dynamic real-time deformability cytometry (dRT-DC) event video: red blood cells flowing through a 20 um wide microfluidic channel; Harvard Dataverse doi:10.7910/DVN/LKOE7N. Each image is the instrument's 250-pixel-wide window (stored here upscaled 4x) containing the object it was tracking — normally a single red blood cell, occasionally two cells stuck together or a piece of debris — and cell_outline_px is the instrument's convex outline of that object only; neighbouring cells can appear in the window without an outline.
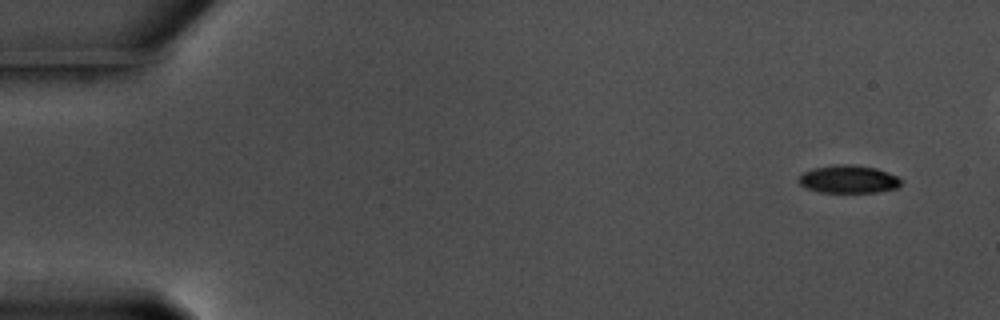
{"species": "common noctule bat (a hibernating species)", "species_latin": "Nyctalus noctula", "temperature_condition": "warm", "stored_images_in_passage": 51, "camera_frame_rate_fps": 3000, "um_per_image_px": 0.085, "animal": {"sex": "male", "body_mass_g": 17.5, "forearm_length_mm": 52.3}, "frame": {"image": 1, "passage_image": 1, "time_ms": 0.0, "image_size_px": [1000, 320], "cell_outline_px": [[900, 184], [896, 188], [876, 192], [820, 192], [804, 188], [800, 184], [800, 176], [804, 172], [816, 168], [836, 164], [852, 164], [876, 168], [888, 172], [896, 176], [900, 180]], "centroid_in_image_um": [72.11, 15.23], "position_along_channel_um": 12.9, "area_um2": 16.42}}
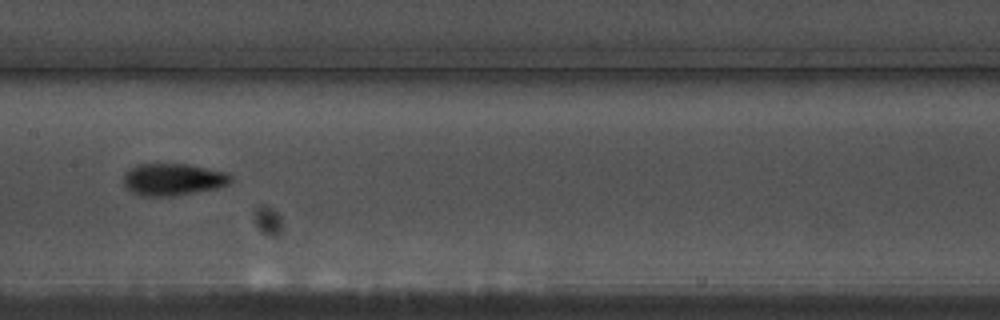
{"frame": {"image": 2, "passage_image": 27, "time_ms": 8.667, "image_size_px": [1000, 320], "cell_outline_px": [[232, 180], [228, 184], [216, 188], [172, 196], [140, 196], [132, 192], [124, 184], [124, 172], [128, 168], [136, 164], [188, 164], [224, 172], [232, 176]], "centroid_in_image_um": [14.66, 15.24], "position_along_channel_um": 192.7, "area_um2": 19.94}}
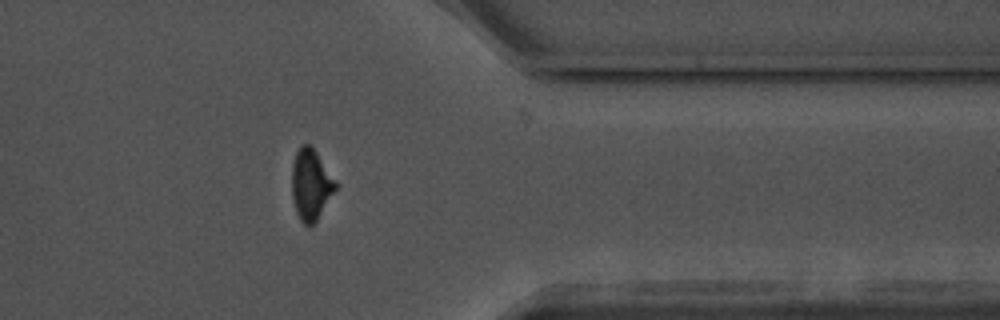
{"frame": {"image": 3, "passage_image": 44, "time_ms": 14.333, "image_size_px": [1000, 320], "cell_outline_px": [[340, 184], [316, 220], [308, 228], [300, 220], [296, 212], [292, 196], [292, 164], [296, 152], [300, 144], [308, 144], [316, 152]], "centroid_in_image_um": [26.44, 15.68], "position_along_channel_um": 385.0, "area_um2": 18.21}}